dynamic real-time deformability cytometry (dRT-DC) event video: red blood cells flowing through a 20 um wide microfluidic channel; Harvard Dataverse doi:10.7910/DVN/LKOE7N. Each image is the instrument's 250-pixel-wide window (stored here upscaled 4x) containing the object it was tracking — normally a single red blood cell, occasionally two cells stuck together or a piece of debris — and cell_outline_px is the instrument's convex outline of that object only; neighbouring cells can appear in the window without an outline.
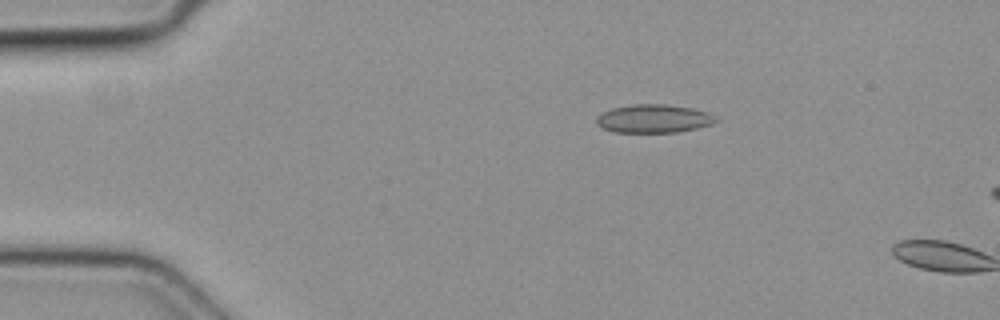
{"species": "common noctule bat (a hibernating species)", "species_latin": "Nyctalus noctula", "temperature_condition": "cold", "stored_images_in_passage": 4, "camera_frame_rate_fps": 3000, "um_per_image_px": 0.085, "animal": {"sex": "female", "body_mass_g": 19.3, "forearm_length_mm": 54.1}, "frame": {"image": 1, "passage_image": 3, "time_ms": 0.667, "image_size_px": [1000, 320], "cell_outline_px": [[720, 120], [712, 124], [696, 128], [676, 132], [616, 132], [600, 128], [596, 124], [596, 116], [612, 108], [632, 104], [664, 104], [692, 108], [708, 112], [716, 116]], "centroid_in_image_um": [55.56, 10.08], "position_along_channel_um": 29.4, "area_um2": 19.83}}